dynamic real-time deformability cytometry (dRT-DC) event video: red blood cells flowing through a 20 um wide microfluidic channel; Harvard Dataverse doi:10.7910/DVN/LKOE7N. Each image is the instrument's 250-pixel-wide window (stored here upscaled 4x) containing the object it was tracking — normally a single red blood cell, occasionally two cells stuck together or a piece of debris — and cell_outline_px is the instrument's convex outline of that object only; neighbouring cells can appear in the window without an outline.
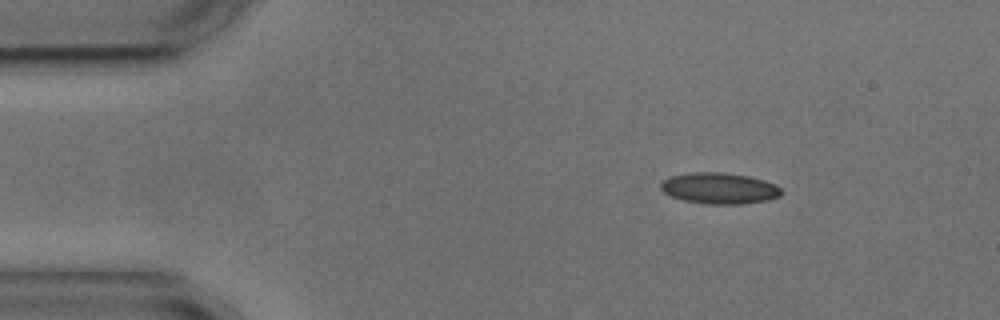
{"species": "common noctule bat (a hibernating species)", "species_latin": "Nyctalus noctula", "temperature_condition": "cold", "stored_images_in_passage": 3, "camera_frame_rate_fps": 3000, "um_per_image_px": 0.085, "animal": {"sex": "male", "body_mass_g": 17.9, "forearm_length_mm": 54.2}, "frame": {"image": 1, "passage_image": 1, "time_ms": 0.0, "image_size_px": [1000, 320], "cell_outline_px": [[784, 192], [780, 196], [768, 200], [744, 204], [704, 204], [684, 200], [672, 196], [664, 192], [660, 188], [660, 184], [664, 180], [672, 176], [692, 172], [724, 172], [748, 176], [764, 180], [776, 184]], "centroid_in_image_um": [61.19, 16.01], "position_along_channel_um": 23.8, "area_um2": 21.96}}